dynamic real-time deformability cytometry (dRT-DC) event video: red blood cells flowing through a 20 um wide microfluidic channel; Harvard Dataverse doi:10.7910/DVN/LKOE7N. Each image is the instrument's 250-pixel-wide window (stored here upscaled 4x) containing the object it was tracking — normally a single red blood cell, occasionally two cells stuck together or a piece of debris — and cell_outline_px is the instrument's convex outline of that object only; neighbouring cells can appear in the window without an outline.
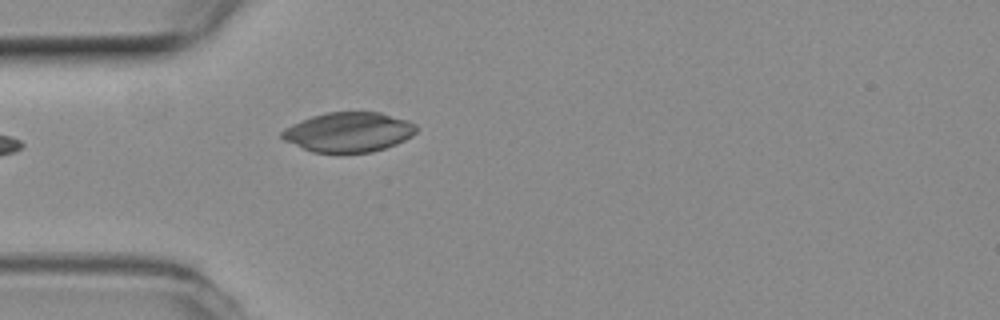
{"species": "common noctule bat (a hibernating species)", "species_latin": "Nyctalus noctula", "temperature_condition": "room temperature", "stored_images_in_passage": 13, "camera_frame_rate_fps": 3000, "um_per_image_px": 0.085, "animal": {"sex": "female", "body_mass_g": 19.3, "forearm_length_mm": 54.1}, "frame": {"image": 1, "passage_image": 1, "time_ms": 0.0, "image_size_px": [1000, 320], "cell_outline_px": [[416, 132], [412, 136], [396, 144], [372, 152], [312, 152], [284, 140], [280, 136], [280, 132], [284, 128], [292, 124], [312, 116], [328, 112], [380, 112], [408, 120], [416, 124]], "centroid_in_image_um": [29.63, 11.22], "position_along_channel_um": 55.4, "area_um2": 30.98}}